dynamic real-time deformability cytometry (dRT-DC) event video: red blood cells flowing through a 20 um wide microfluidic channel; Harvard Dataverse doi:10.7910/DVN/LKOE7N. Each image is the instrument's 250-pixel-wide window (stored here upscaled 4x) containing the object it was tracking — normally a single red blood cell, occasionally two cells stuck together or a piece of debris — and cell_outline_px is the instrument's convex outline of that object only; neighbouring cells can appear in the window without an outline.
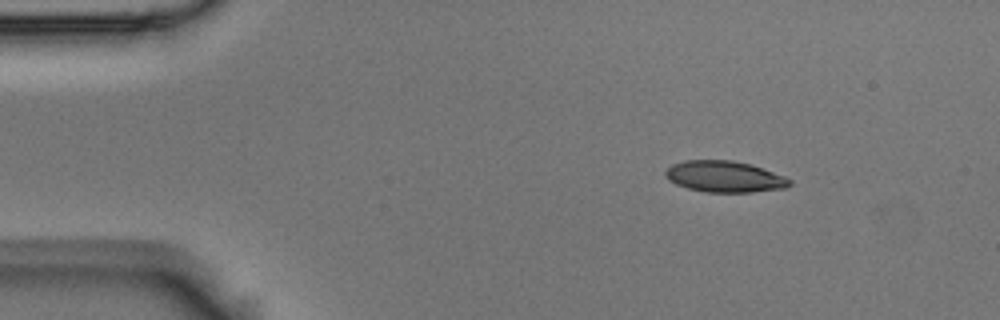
{"species": "Egyptian fruit bat (a non-hibernating species)", "species_latin": "Rousettus aegyptiacus", "temperature_condition": "room temperature", "stored_images_in_passage": 4, "camera_frame_rate_fps": 3000, "um_per_image_px": 0.085, "animal": {"sex": "male"}, "frame": {"image": 1, "passage_image": 1, "time_ms": 0.0, "image_size_px": [1000, 320], "cell_outline_px": [[792, 184], [788, 188], [752, 192], [704, 192], [688, 188], [676, 184], [668, 180], [664, 176], [664, 172], [672, 164], [684, 160], [732, 160], [752, 164], [784, 176], [792, 180]], "centroid_in_image_um": [61.6, 15.01], "position_along_channel_um": 23.4, "area_um2": 22.89}}